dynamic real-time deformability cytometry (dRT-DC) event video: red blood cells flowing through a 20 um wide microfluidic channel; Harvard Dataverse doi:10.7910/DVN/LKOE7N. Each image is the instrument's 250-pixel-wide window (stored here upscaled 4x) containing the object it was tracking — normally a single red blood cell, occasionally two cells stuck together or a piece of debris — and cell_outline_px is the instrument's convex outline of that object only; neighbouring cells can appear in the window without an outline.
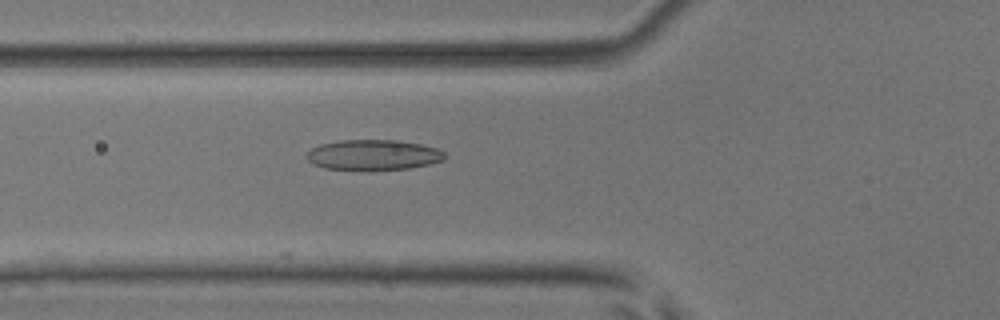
{"species": "common noctule bat (a hibernating species)", "species_latin": "Nyctalus noctula", "temperature_condition": "room temperature", "stored_images_in_passage": 37, "camera_frame_rate_fps": 3000, "um_per_image_px": 0.085, "animal": {"sex": "male", "body_mass_g": 17.9, "forearm_length_mm": 54.2}, "frame": {"image": 1, "passage_image": 4, "time_ms": 1.0, "image_size_px": [1000, 320], "cell_outline_px": [[448, 156], [444, 160], [428, 164], [408, 168], [324, 168], [312, 164], [304, 156], [312, 148], [320, 144], [340, 140], [400, 140], [420, 144], [436, 148], [444, 152]], "centroid_in_image_um": [31.73, 13.13], "position_along_channel_um": 94.1, "area_um2": 23.93}}
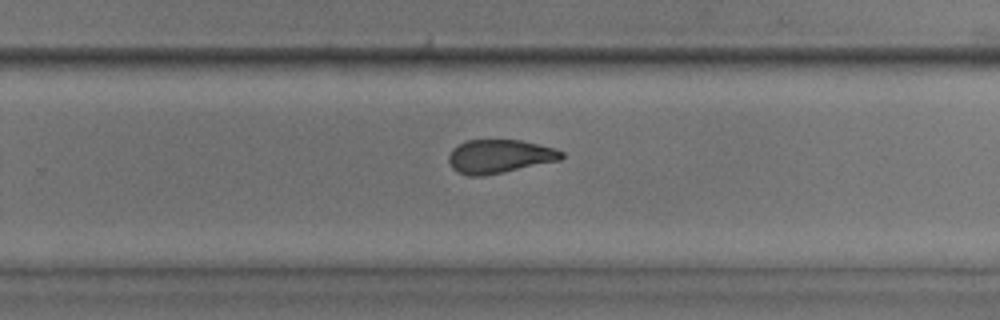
{"frame": {"image": 2, "passage_image": 19, "time_ms": 6.0, "image_size_px": [1000, 320], "cell_outline_px": [[564, 156], [560, 160], [484, 176], [468, 176], [456, 172], [452, 168], [448, 160], [448, 156], [452, 148], [468, 140], [520, 140], [556, 148], [564, 152]], "centroid_in_image_um": [42.44, 13.29], "position_along_channel_um": 287.4, "area_um2": 22.14}}
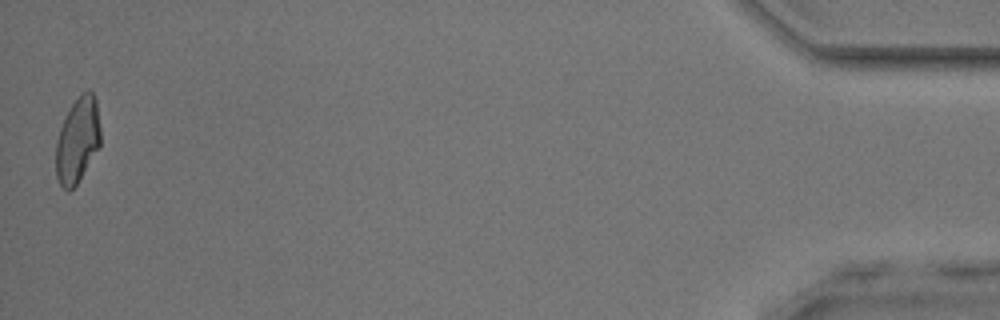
{"frame": {"image": 3, "passage_image": 37, "time_ms": 12.0, "image_size_px": [1000, 320], "cell_outline_px": [[100, 144], [76, 184], [68, 192], [60, 184], [56, 176], [56, 140], [60, 128], [72, 104], [80, 92], [88, 88], [92, 92], [96, 100], [100, 128]], "centroid_in_image_um": [6.58, 11.87], "position_along_channel_um": 428.6, "area_um2": 21.91}, "authors_computed_cell_mechanics": {"area_um2": 22.3108, "velocity_mm_per_s": 3.8692, "shape_relaxation_time_tau1_ms": null, "shape_relaxation_time_tau2_ms": 1.9345, "deformation_change_tau1": null, "deformation_change_tau2": 0.0941}}